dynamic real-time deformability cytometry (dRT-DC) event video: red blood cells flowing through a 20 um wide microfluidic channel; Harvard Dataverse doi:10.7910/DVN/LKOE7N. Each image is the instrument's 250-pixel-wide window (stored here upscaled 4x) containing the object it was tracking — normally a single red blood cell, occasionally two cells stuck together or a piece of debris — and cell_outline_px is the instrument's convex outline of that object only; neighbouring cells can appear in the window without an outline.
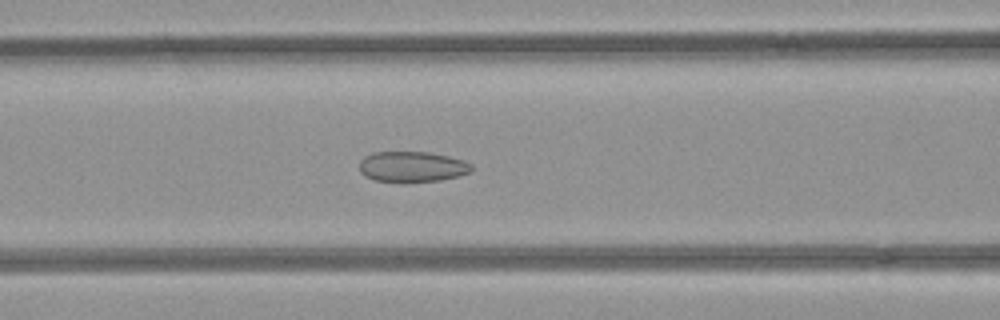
{"species": "common noctule bat (a hibernating species)", "species_latin": "Nyctalus noctula", "temperature_condition": "room temperature", "stored_images_in_passage": 44, "camera_frame_rate_fps": 3000, "um_per_image_px": 0.085, "animal": {"sex": "female", "body_mass_g": 21.9}, "frame": {"image": 1, "passage_image": 13, "time_ms": 4.0, "image_size_px": [1000, 320], "cell_outline_px": [[472, 172], [460, 176], [440, 180], [404, 184], [400, 184], [376, 180], [364, 176], [360, 172], [360, 160], [364, 156], [372, 152], [428, 152], [448, 156], [464, 160], [472, 164]], "centroid_in_image_um": [35.03, 14.2], "position_along_channel_um": 131.6, "area_um2": 20.63}}
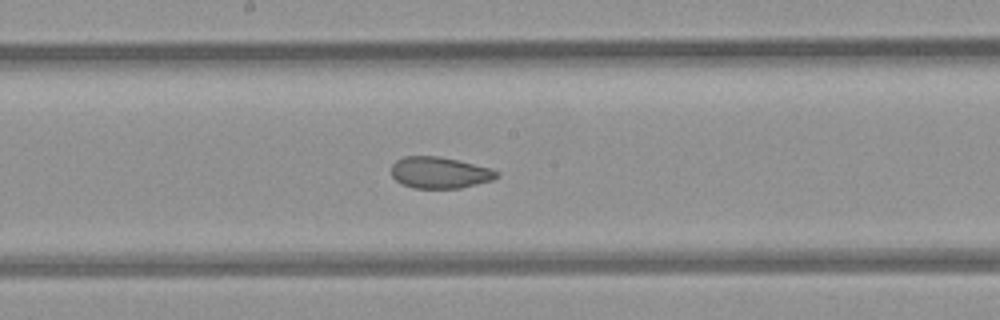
{"frame": {"image": 2, "passage_image": 19, "time_ms": 6.0, "image_size_px": [1000, 320], "cell_outline_px": [[500, 176], [492, 180], [460, 188], [412, 188], [400, 184], [392, 176], [392, 164], [396, 160], [404, 156], [436, 156], [456, 160], [492, 168], [500, 172]], "centroid_in_image_um": [37.37, 14.68], "position_along_channel_um": 210.8, "area_um2": 19.36}}
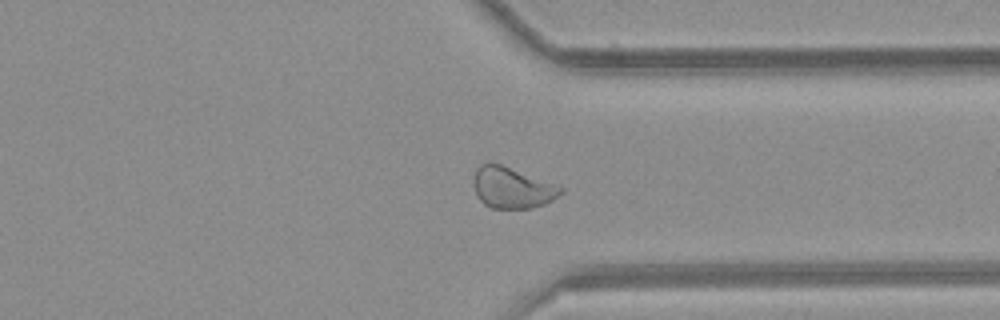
{"frame": {"image": 3, "passage_image": 31, "time_ms": 10.0, "image_size_px": [1000, 320], "cell_outline_px": [[564, 192], [552, 200], [544, 204], [532, 208], [492, 208], [484, 204], [476, 196], [476, 168], [480, 164], [500, 164], [564, 188]], "centroid_in_image_um": [43.55, 15.99], "position_along_channel_um": 367.8, "area_um2": 20.23}, "authors_computed_cell_mechanics": {"area_um2": 21.7328, "velocity_mm_per_s": 3.9548, "shape_relaxation_time_tau1_ms": null, "shape_relaxation_time_tau2_ms": 1.5054, "deformation_change_tau1": null, "deformation_change_tau2": 0.0597}}